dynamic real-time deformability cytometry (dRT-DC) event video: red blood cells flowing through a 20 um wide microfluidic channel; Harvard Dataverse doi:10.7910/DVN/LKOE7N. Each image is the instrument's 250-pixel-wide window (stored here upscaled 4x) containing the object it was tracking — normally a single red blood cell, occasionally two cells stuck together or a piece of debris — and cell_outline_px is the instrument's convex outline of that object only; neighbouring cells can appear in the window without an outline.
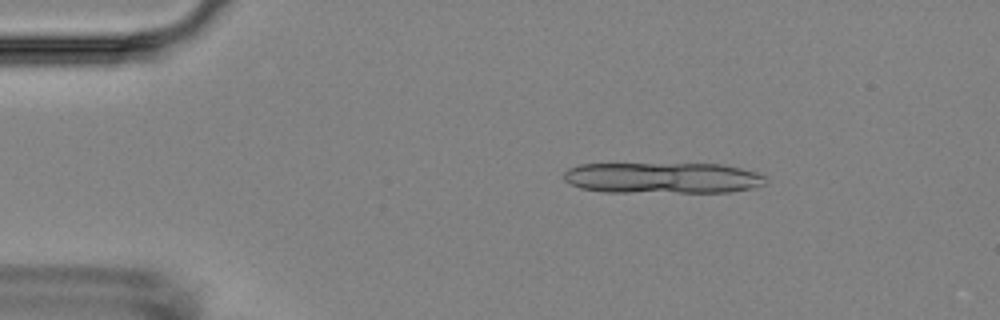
{"species": "Egyptian fruit bat (a non-hibernating species)", "species_latin": "Rousettus aegyptiacus", "temperature_condition": "room temperature", "stored_images_in_passage": 3, "camera_frame_rate_fps": 3000, "um_per_image_px": 0.085, "animal": {"sex": "female"}, "frame": {"image": 1, "passage_image": 1, "time_ms": 0.0, "image_size_px": [1000, 320], "cell_outline_px": [[764, 184], [752, 188], [728, 192], [604, 192], [580, 188], [564, 180], [564, 172], [568, 168], [580, 164], [724, 164], [756, 172], [764, 176]], "centroid_in_image_um": [56.3, 15.12], "position_along_channel_um": 28.7, "area_um2": 36.47}}